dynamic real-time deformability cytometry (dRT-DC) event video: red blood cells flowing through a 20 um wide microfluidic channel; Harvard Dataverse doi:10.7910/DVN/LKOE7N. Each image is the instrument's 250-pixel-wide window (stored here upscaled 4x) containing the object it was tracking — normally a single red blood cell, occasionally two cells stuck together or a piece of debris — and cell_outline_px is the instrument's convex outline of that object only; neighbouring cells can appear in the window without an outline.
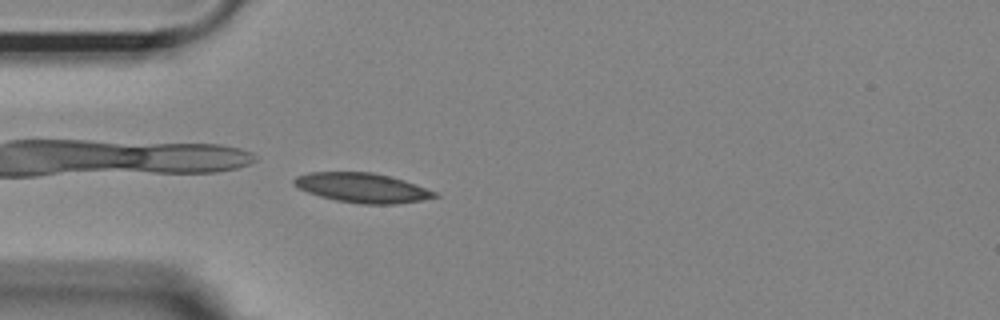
{"species": "Egyptian fruit bat (a non-hibernating species)", "species_latin": "Rousettus aegyptiacus", "temperature_condition": "room temperature", "stored_images_in_passage": 40, "camera_frame_rate_fps": 3000, "um_per_image_px": 0.085, "animal": {"sex": "female"}, "frame": {"image": 1, "passage_image": 3, "time_ms": 0.667, "image_size_px": [1000, 320], "cell_outline_px": [[440, 196], [420, 200], [396, 204], [364, 204], [336, 200], [320, 196], [308, 192], [292, 184], [292, 180], [296, 176], [308, 172], [372, 172], [392, 176], [416, 184], [436, 192]], "centroid_in_image_um": [30.79, 15.95], "position_along_channel_um": 54.2, "area_um2": 24.22}}
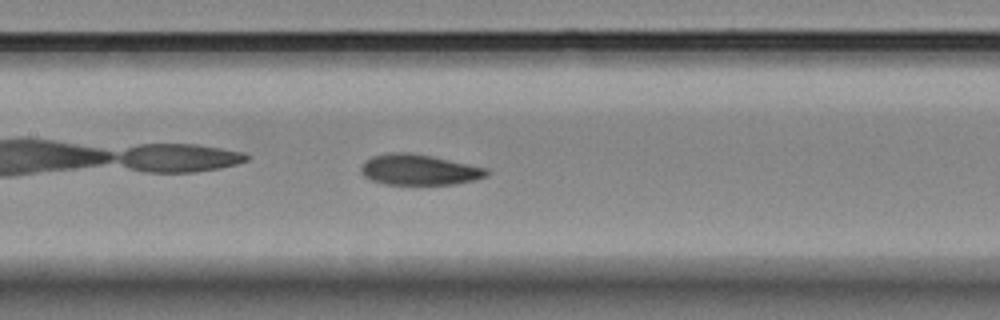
{"frame": {"image": 2, "passage_image": 13, "time_ms": 4.0, "image_size_px": [1000, 320], "cell_outline_px": [[488, 176], [476, 180], [456, 184], [384, 184], [372, 180], [364, 176], [360, 168], [364, 160], [372, 156], [392, 152], [408, 152], [432, 156], [488, 168]], "centroid_in_image_um": [35.63, 14.42], "position_along_channel_um": 171.8, "area_um2": 22.54}}
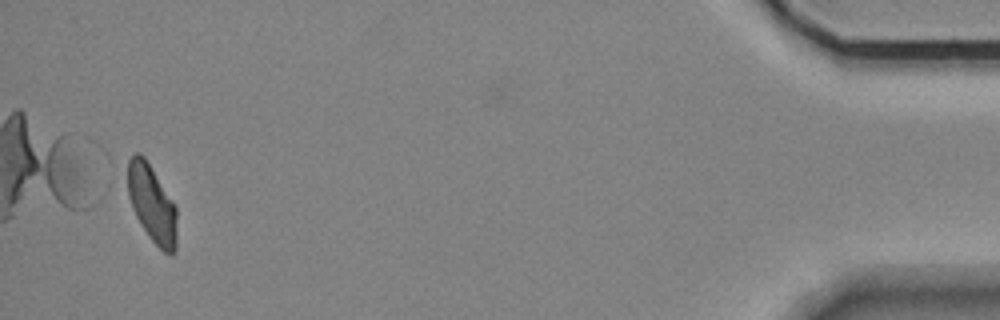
{"frame": {"image": 3, "passage_image": 40, "time_ms": 13.0, "image_size_px": [1000, 320], "cell_outline_px": [[176, 252], [172, 256], [168, 256], [148, 236], [140, 224], [120, 188], [120, 184], [128, 160], [136, 152], [140, 152], [144, 156], [176, 204]], "centroid_in_image_um": [12.79, 17.24], "position_along_channel_um": 422.4, "area_um2": 23.93}, "authors_computed_cell_mechanics": {"area_um2": 23.1489, "velocity_mm_per_s": 3.6684, "shape_relaxation_time_tau1_ms": 8.3781, "shape_relaxation_time_tau2_ms": 2.4136, "deformation_change_tau1": 0.1885, "deformation_change_tau2": 0.0845}}